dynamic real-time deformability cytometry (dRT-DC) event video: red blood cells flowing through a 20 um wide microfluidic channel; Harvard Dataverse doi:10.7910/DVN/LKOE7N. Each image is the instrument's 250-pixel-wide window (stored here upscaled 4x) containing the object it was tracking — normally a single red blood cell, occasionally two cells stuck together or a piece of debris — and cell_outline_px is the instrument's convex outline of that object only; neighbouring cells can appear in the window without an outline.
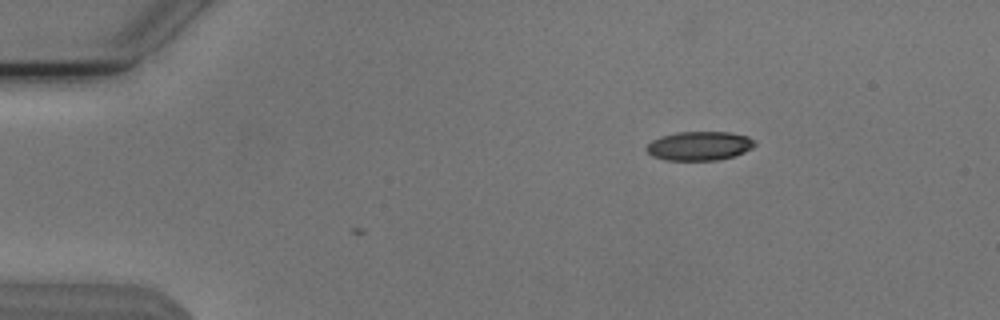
{"species": "Egyptian fruit bat (a non-hibernating species)", "species_latin": "Rousettus aegyptiacus", "temperature_condition": "cold", "stored_images_in_passage": 2, "camera_frame_rate_fps": 3000, "um_per_image_px": 0.085, "animal": {"sex": "male"}, "frame": {"image": 1, "passage_image": 1, "time_ms": 0.0, "image_size_px": [1000, 320], "cell_outline_px": [[756, 144], [752, 148], [736, 156], [720, 160], [664, 160], [652, 156], [644, 148], [652, 140], [660, 136], [676, 132], [728, 132], [748, 136], [756, 140]], "centroid_in_image_um": [59.46, 12.4], "position_along_channel_um": 25.5, "area_um2": 18.55}}